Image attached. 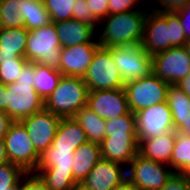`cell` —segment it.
<instances>
[{
	"label": "cell",
	"instance_id": "12",
	"mask_svg": "<svg viewBox=\"0 0 190 190\" xmlns=\"http://www.w3.org/2000/svg\"><path fill=\"white\" fill-rule=\"evenodd\" d=\"M152 72L169 85L190 74V59L183 46L171 47L152 57Z\"/></svg>",
	"mask_w": 190,
	"mask_h": 190
},
{
	"label": "cell",
	"instance_id": "38",
	"mask_svg": "<svg viewBox=\"0 0 190 190\" xmlns=\"http://www.w3.org/2000/svg\"><path fill=\"white\" fill-rule=\"evenodd\" d=\"M158 190H190V180L183 173H173L166 184Z\"/></svg>",
	"mask_w": 190,
	"mask_h": 190
},
{
	"label": "cell",
	"instance_id": "32",
	"mask_svg": "<svg viewBox=\"0 0 190 190\" xmlns=\"http://www.w3.org/2000/svg\"><path fill=\"white\" fill-rule=\"evenodd\" d=\"M75 3V0H43L52 22L72 19Z\"/></svg>",
	"mask_w": 190,
	"mask_h": 190
},
{
	"label": "cell",
	"instance_id": "20",
	"mask_svg": "<svg viewBox=\"0 0 190 190\" xmlns=\"http://www.w3.org/2000/svg\"><path fill=\"white\" fill-rule=\"evenodd\" d=\"M175 138L176 131H168L158 137L138 139L139 154L144 158L170 166Z\"/></svg>",
	"mask_w": 190,
	"mask_h": 190
},
{
	"label": "cell",
	"instance_id": "47",
	"mask_svg": "<svg viewBox=\"0 0 190 190\" xmlns=\"http://www.w3.org/2000/svg\"><path fill=\"white\" fill-rule=\"evenodd\" d=\"M186 53L188 54L189 56V59H190V39L186 40L185 44L183 45Z\"/></svg>",
	"mask_w": 190,
	"mask_h": 190
},
{
	"label": "cell",
	"instance_id": "22",
	"mask_svg": "<svg viewBox=\"0 0 190 190\" xmlns=\"http://www.w3.org/2000/svg\"><path fill=\"white\" fill-rule=\"evenodd\" d=\"M101 159V146L99 144L87 141L80 145L74 151L72 166L74 181L77 184H81L95 164Z\"/></svg>",
	"mask_w": 190,
	"mask_h": 190
},
{
	"label": "cell",
	"instance_id": "34",
	"mask_svg": "<svg viewBox=\"0 0 190 190\" xmlns=\"http://www.w3.org/2000/svg\"><path fill=\"white\" fill-rule=\"evenodd\" d=\"M74 10H72V19L85 22L99 29V21L94 17L90 11L89 5L86 0H75Z\"/></svg>",
	"mask_w": 190,
	"mask_h": 190
},
{
	"label": "cell",
	"instance_id": "19",
	"mask_svg": "<svg viewBox=\"0 0 190 190\" xmlns=\"http://www.w3.org/2000/svg\"><path fill=\"white\" fill-rule=\"evenodd\" d=\"M61 47H71L86 42H98L97 29L76 19L54 22Z\"/></svg>",
	"mask_w": 190,
	"mask_h": 190
},
{
	"label": "cell",
	"instance_id": "49",
	"mask_svg": "<svg viewBox=\"0 0 190 190\" xmlns=\"http://www.w3.org/2000/svg\"><path fill=\"white\" fill-rule=\"evenodd\" d=\"M183 174L190 180V167Z\"/></svg>",
	"mask_w": 190,
	"mask_h": 190
},
{
	"label": "cell",
	"instance_id": "43",
	"mask_svg": "<svg viewBox=\"0 0 190 190\" xmlns=\"http://www.w3.org/2000/svg\"><path fill=\"white\" fill-rule=\"evenodd\" d=\"M177 86L186 94V96L190 99V74L183 78Z\"/></svg>",
	"mask_w": 190,
	"mask_h": 190
},
{
	"label": "cell",
	"instance_id": "41",
	"mask_svg": "<svg viewBox=\"0 0 190 190\" xmlns=\"http://www.w3.org/2000/svg\"><path fill=\"white\" fill-rule=\"evenodd\" d=\"M13 122L14 121L6 112L0 111V140H4V137Z\"/></svg>",
	"mask_w": 190,
	"mask_h": 190
},
{
	"label": "cell",
	"instance_id": "40",
	"mask_svg": "<svg viewBox=\"0 0 190 190\" xmlns=\"http://www.w3.org/2000/svg\"><path fill=\"white\" fill-rule=\"evenodd\" d=\"M179 16L180 22L183 26V31L186 39H190V1L184 6V8L176 12Z\"/></svg>",
	"mask_w": 190,
	"mask_h": 190
},
{
	"label": "cell",
	"instance_id": "29",
	"mask_svg": "<svg viewBox=\"0 0 190 190\" xmlns=\"http://www.w3.org/2000/svg\"><path fill=\"white\" fill-rule=\"evenodd\" d=\"M137 135L136 115L129 112L117 118L106 120V136Z\"/></svg>",
	"mask_w": 190,
	"mask_h": 190
},
{
	"label": "cell",
	"instance_id": "1",
	"mask_svg": "<svg viewBox=\"0 0 190 190\" xmlns=\"http://www.w3.org/2000/svg\"><path fill=\"white\" fill-rule=\"evenodd\" d=\"M186 40L177 13L148 11L141 46L151 57L171 47L183 46Z\"/></svg>",
	"mask_w": 190,
	"mask_h": 190
},
{
	"label": "cell",
	"instance_id": "18",
	"mask_svg": "<svg viewBox=\"0 0 190 190\" xmlns=\"http://www.w3.org/2000/svg\"><path fill=\"white\" fill-rule=\"evenodd\" d=\"M100 146L102 159L120 163L125 167L139 153L137 135L105 136Z\"/></svg>",
	"mask_w": 190,
	"mask_h": 190
},
{
	"label": "cell",
	"instance_id": "4",
	"mask_svg": "<svg viewBox=\"0 0 190 190\" xmlns=\"http://www.w3.org/2000/svg\"><path fill=\"white\" fill-rule=\"evenodd\" d=\"M73 160L71 148L49 147L40 155L34 173L40 176L49 190H73L77 184L72 172Z\"/></svg>",
	"mask_w": 190,
	"mask_h": 190
},
{
	"label": "cell",
	"instance_id": "2",
	"mask_svg": "<svg viewBox=\"0 0 190 190\" xmlns=\"http://www.w3.org/2000/svg\"><path fill=\"white\" fill-rule=\"evenodd\" d=\"M148 11L132 10L108 15L99 23L101 30L97 31V38L100 46L110 48L141 44Z\"/></svg>",
	"mask_w": 190,
	"mask_h": 190
},
{
	"label": "cell",
	"instance_id": "8",
	"mask_svg": "<svg viewBox=\"0 0 190 190\" xmlns=\"http://www.w3.org/2000/svg\"><path fill=\"white\" fill-rule=\"evenodd\" d=\"M8 162L20 166L26 173L35 172L40 155L36 152L27 129L21 122L14 121L4 137Z\"/></svg>",
	"mask_w": 190,
	"mask_h": 190
},
{
	"label": "cell",
	"instance_id": "23",
	"mask_svg": "<svg viewBox=\"0 0 190 190\" xmlns=\"http://www.w3.org/2000/svg\"><path fill=\"white\" fill-rule=\"evenodd\" d=\"M87 141L85 131L73 117H62L50 147L71 148L75 151Z\"/></svg>",
	"mask_w": 190,
	"mask_h": 190
},
{
	"label": "cell",
	"instance_id": "9",
	"mask_svg": "<svg viewBox=\"0 0 190 190\" xmlns=\"http://www.w3.org/2000/svg\"><path fill=\"white\" fill-rule=\"evenodd\" d=\"M83 80L89 91L124 88L125 84L113 62L111 52L101 46L95 51Z\"/></svg>",
	"mask_w": 190,
	"mask_h": 190
},
{
	"label": "cell",
	"instance_id": "46",
	"mask_svg": "<svg viewBox=\"0 0 190 190\" xmlns=\"http://www.w3.org/2000/svg\"><path fill=\"white\" fill-rule=\"evenodd\" d=\"M8 162V157L6 154L5 143L3 140H0V165Z\"/></svg>",
	"mask_w": 190,
	"mask_h": 190
},
{
	"label": "cell",
	"instance_id": "17",
	"mask_svg": "<svg viewBox=\"0 0 190 190\" xmlns=\"http://www.w3.org/2000/svg\"><path fill=\"white\" fill-rule=\"evenodd\" d=\"M127 178L126 167L120 163L101 159L81 185L89 190H113Z\"/></svg>",
	"mask_w": 190,
	"mask_h": 190
},
{
	"label": "cell",
	"instance_id": "21",
	"mask_svg": "<svg viewBox=\"0 0 190 190\" xmlns=\"http://www.w3.org/2000/svg\"><path fill=\"white\" fill-rule=\"evenodd\" d=\"M28 34L29 31L25 27L0 28V63L18 57L26 58Z\"/></svg>",
	"mask_w": 190,
	"mask_h": 190
},
{
	"label": "cell",
	"instance_id": "10",
	"mask_svg": "<svg viewBox=\"0 0 190 190\" xmlns=\"http://www.w3.org/2000/svg\"><path fill=\"white\" fill-rule=\"evenodd\" d=\"M124 83L147 77L152 73V57L141 44L107 48Z\"/></svg>",
	"mask_w": 190,
	"mask_h": 190
},
{
	"label": "cell",
	"instance_id": "35",
	"mask_svg": "<svg viewBox=\"0 0 190 190\" xmlns=\"http://www.w3.org/2000/svg\"><path fill=\"white\" fill-rule=\"evenodd\" d=\"M144 0H109L108 15L124 13L132 10H150L143 8L140 2ZM147 1V0H145Z\"/></svg>",
	"mask_w": 190,
	"mask_h": 190
},
{
	"label": "cell",
	"instance_id": "7",
	"mask_svg": "<svg viewBox=\"0 0 190 190\" xmlns=\"http://www.w3.org/2000/svg\"><path fill=\"white\" fill-rule=\"evenodd\" d=\"M168 87L169 84L153 72L147 77L124 84L130 111L135 114L140 110L165 102Z\"/></svg>",
	"mask_w": 190,
	"mask_h": 190
},
{
	"label": "cell",
	"instance_id": "26",
	"mask_svg": "<svg viewBox=\"0 0 190 190\" xmlns=\"http://www.w3.org/2000/svg\"><path fill=\"white\" fill-rule=\"evenodd\" d=\"M166 102L171 110L176 131L190 115V99L177 85H169Z\"/></svg>",
	"mask_w": 190,
	"mask_h": 190
},
{
	"label": "cell",
	"instance_id": "44",
	"mask_svg": "<svg viewBox=\"0 0 190 190\" xmlns=\"http://www.w3.org/2000/svg\"><path fill=\"white\" fill-rule=\"evenodd\" d=\"M177 133H180L184 136L190 137V115L183 120V125H181L177 130Z\"/></svg>",
	"mask_w": 190,
	"mask_h": 190
},
{
	"label": "cell",
	"instance_id": "31",
	"mask_svg": "<svg viewBox=\"0 0 190 190\" xmlns=\"http://www.w3.org/2000/svg\"><path fill=\"white\" fill-rule=\"evenodd\" d=\"M25 174L20 166L11 162L0 165V190H19Z\"/></svg>",
	"mask_w": 190,
	"mask_h": 190
},
{
	"label": "cell",
	"instance_id": "30",
	"mask_svg": "<svg viewBox=\"0 0 190 190\" xmlns=\"http://www.w3.org/2000/svg\"><path fill=\"white\" fill-rule=\"evenodd\" d=\"M18 7V0H0V28L24 27Z\"/></svg>",
	"mask_w": 190,
	"mask_h": 190
},
{
	"label": "cell",
	"instance_id": "36",
	"mask_svg": "<svg viewBox=\"0 0 190 190\" xmlns=\"http://www.w3.org/2000/svg\"><path fill=\"white\" fill-rule=\"evenodd\" d=\"M152 1V2H151ZM190 0H147L150 3V10L157 12H178L184 8V6ZM153 3V4H152Z\"/></svg>",
	"mask_w": 190,
	"mask_h": 190
},
{
	"label": "cell",
	"instance_id": "25",
	"mask_svg": "<svg viewBox=\"0 0 190 190\" xmlns=\"http://www.w3.org/2000/svg\"><path fill=\"white\" fill-rule=\"evenodd\" d=\"M18 3L24 27L28 31L41 28L52 22L43 0H18Z\"/></svg>",
	"mask_w": 190,
	"mask_h": 190
},
{
	"label": "cell",
	"instance_id": "27",
	"mask_svg": "<svg viewBox=\"0 0 190 190\" xmlns=\"http://www.w3.org/2000/svg\"><path fill=\"white\" fill-rule=\"evenodd\" d=\"M61 76L58 70L35 63L33 86L43 100L55 90Z\"/></svg>",
	"mask_w": 190,
	"mask_h": 190
},
{
	"label": "cell",
	"instance_id": "42",
	"mask_svg": "<svg viewBox=\"0 0 190 190\" xmlns=\"http://www.w3.org/2000/svg\"><path fill=\"white\" fill-rule=\"evenodd\" d=\"M0 111L7 113V87L0 82Z\"/></svg>",
	"mask_w": 190,
	"mask_h": 190
},
{
	"label": "cell",
	"instance_id": "33",
	"mask_svg": "<svg viewBox=\"0 0 190 190\" xmlns=\"http://www.w3.org/2000/svg\"><path fill=\"white\" fill-rule=\"evenodd\" d=\"M27 62L28 60L25 57L2 61V63H0V82L4 85L16 82Z\"/></svg>",
	"mask_w": 190,
	"mask_h": 190
},
{
	"label": "cell",
	"instance_id": "39",
	"mask_svg": "<svg viewBox=\"0 0 190 190\" xmlns=\"http://www.w3.org/2000/svg\"><path fill=\"white\" fill-rule=\"evenodd\" d=\"M94 17L101 22L108 16L109 0H86Z\"/></svg>",
	"mask_w": 190,
	"mask_h": 190
},
{
	"label": "cell",
	"instance_id": "15",
	"mask_svg": "<svg viewBox=\"0 0 190 190\" xmlns=\"http://www.w3.org/2000/svg\"><path fill=\"white\" fill-rule=\"evenodd\" d=\"M87 106L103 120L130 112L124 88L89 91Z\"/></svg>",
	"mask_w": 190,
	"mask_h": 190
},
{
	"label": "cell",
	"instance_id": "45",
	"mask_svg": "<svg viewBox=\"0 0 190 190\" xmlns=\"http://www.w3.org/2000/svg\"><path fill=\"white\" fill-rule=\"evenodd\" d=\"M113 190H138L127 178L118 184Z\"/></svg>",
	"mask_w": 190,
	"mask_h": 190
},
{
	"label": "cell",
	"instance_id": "16",
	"mask_svg": "<svg viewBox=\"0 0 190 190\" xmlns=\"http://www.w3.org/2000/svg\"><path fill=\"white\" fill-rule=\"evenodd\" d=\"M99 47V42H86L71 47H62L59 72L62 76L83 77Z\"/></svg>",
	"mask_w": 190,
	"mask_h": 190
},
{
	"label": "cell",
	"instance_id": "5",
	"mask_svg": "<svg viewBox=\"0 0 190 190\" xmlns=\"http://www.w3.org/2000/svg\"><path fill=\"white\" fill-rule=\"evenodd\" d=\"M88 93L83 77L61 76L55 90L44 100V108L61 118L73 117L87 105Z\"/></svg>",
	"mask_w": 190,
	"mask_h": 190
},
{
	"label": "cell",
	"instance_id": "11",
	"mask_svg": "<svg viewBox=\"0 0 190 190\" xmlns=\"http://www.w3.org/2000/svg\"><path fill=\"white\" fill-rule=\"evenodd\" d=\"M127 179L138 190L161 189L174 171L169 165L144 158L139 153L126 167Z\"/></svg>",
	"mask_w": 190,
	"mask_h": 190
},
{
	"label": "cell",
	"instance_id": "37",
	"mask_svg": "<svg viewBox=\"0 0 190 190\" xmlns=\"http://www.w3.org/2000/svg\"><path fill=\"white\" fill-rule=\"evenodd\" d=\"M19 190H49L46 183L37 173H26L21 181Z\"/></svg>",
	"mask_w": 190,
	"mask_h": 190
},
{
	"label": "cell",
	"instance_id": "48",
	"mask_svg": "<svg viewBox=\"0 0 190 190\" xmlns=\"http://www.w3.org/2000/svg\"><path fill=\"white\" fill-rule=\"evenodd\" d=\"M73 190H89L82 186L81 184H76Z\"/></svg>",
	"mask_w": 190,
	"mask_h": 190
},
{
	"label": "cell",
	"instance_id": "28",
	"mask_svg": "<svg viewBox=\"0 0 190 190\" xmlns=\"http://www.w3.org/2000/svg\"><path fill=\"white\" fill-rule=\"evenodd\" d=\"M170 167L174 173H184L190 167V137L176 132Z\"/></svg>",
	"mask_w": 190,
	"mask_h": 190
},
{
	"label": "cell",
	"instance_id": "3",
	"mask_svg": "<svg viewBox=\"0 0 190 190\" xmlns=\"http://www.w3.org/2000/svg\"><path fill=\"white\" fill-rule=\"evenodd\" d=\"M35 63L27 62L16 82L7 87V114L13 121L33 115L44 108V100L34 89Z\"/></svg>",
	"mask_w": 190,
	"mask_h": 190
},
{
	"label": "cell",
	"instance_id": "13",
	"mask_svg": "<svg viewBox=\"0 0 190 190\" xmlns=\"http://www.w3.org/2000/svg\"><path fill=\"white\" fill-rule=\"evenodd\" d=\"M61 117L43 108L20 122L27 129L36 152L41 155L53 143Z\"/></svg>",
	"mask_w": 190,
	"mask_h": 190
},
{
	"label": "cell",
	"instance_id": "14",
	"mask_svg": "<svg viewBox=\"0 0 190 190\" xmlns=\"http://www.w3.org/2000/svg\"><path fill=\"white\" fill-rule=\"evenodd\" d=\"M137 138L147 139L175 131L171 110L167 102H161L135 113Z\"/></svg>",
	"mask_w": 190,
	"mask_h": 190
},
{
	"label": "cell",
	"instance_id": "6",
	"mask_svg": "<svg viewBox=\"0 0 190 190\" xmlns=\"http://www.w3.org/2000/svg\"><path fill=\"white\" fill-rule=\"evenodd\" d=\"M61 42L54 22L29 31L26 59L59 71Z\"/></svg>",
	"mask_w": 190,
	"mask_h": 190
},
{
	"label": "cell",
	"instance_id": "24",
	"mask_svg": "<svg viewBox=\"0 0 190 190\" xmlns=\"http://www.w3.org/2000/svg\"><path fill=\"white\" fill-rule=\"evenodd\" d=\"M73 118L85 131L88 141L101 144L106 136V120L94 113L87 105L82 107Z\"/></svg>",
	"mask_w": 190,
	"mask_h": 190
}]
</instances>
